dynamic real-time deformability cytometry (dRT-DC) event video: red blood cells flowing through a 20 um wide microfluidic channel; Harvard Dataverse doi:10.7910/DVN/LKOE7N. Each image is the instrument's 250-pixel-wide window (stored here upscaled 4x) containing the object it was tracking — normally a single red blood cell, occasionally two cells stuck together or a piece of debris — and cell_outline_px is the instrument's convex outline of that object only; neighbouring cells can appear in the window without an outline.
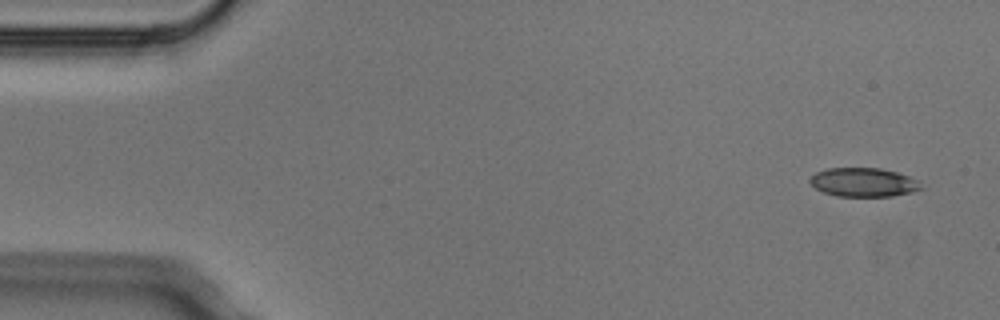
{"species": "Egyptian fruit bat (a non-hibernating species)", "species_latin": "Rousettus aegyptiacus", "temperature_condition": "cold", "stored_images_in_passage": 5, "camera_frame_rate_fps": 3000, "um_per_image_px": 0.085, "animal": {"sex": "male"}, "frame": {"image": 1, "passage_image": 1, "time_ms": 0.0, "image_size_px": [1000, 320], "cell_outline_px": [[924, 188], [892, 196], [836, 196], [824, 192], [816, 188], [808, 180], [816, 172], [828, 168], [880, 168], [896, 172], [908, 176], [916, 180]], "centroid_in_image_um": [73.37, 15.49], "position_along_channel_um": 11.6, "area_um2": 18.44}}